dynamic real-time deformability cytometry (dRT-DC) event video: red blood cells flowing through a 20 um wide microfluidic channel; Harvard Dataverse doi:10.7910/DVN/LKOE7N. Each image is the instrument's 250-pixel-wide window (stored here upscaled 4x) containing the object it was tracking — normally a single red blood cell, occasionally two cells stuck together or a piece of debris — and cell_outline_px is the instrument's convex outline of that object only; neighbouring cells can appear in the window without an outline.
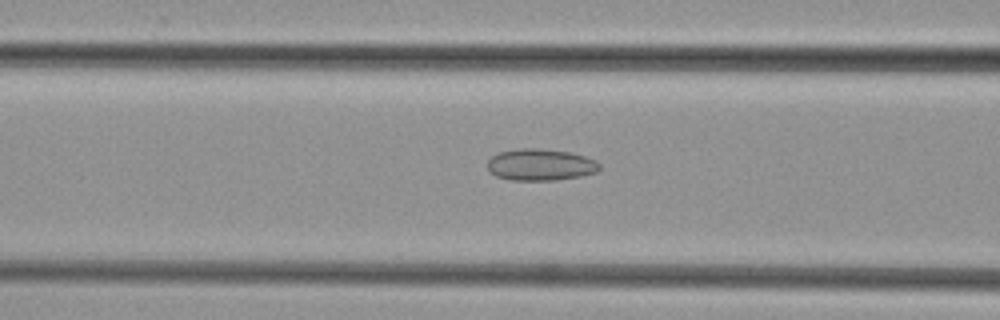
{"species": "common noctule bat (a hibernating species)", "species_latin": "Nyctalus noctula", "temperature_condition": "cold", "stored_images_in_passage": 35, "camera_frame_rate_fps": 3000, "um_per_image_px": 0.085, "animal": {"sex": "female", "body_mass_g": 29.2, "forearm_length_mm": 56.3}, "frame": {"image": 1, "passage_image": 6, "time_ms": 1.667, "image_size_px": [1000, 320], "cell_outline_px": [[600, 168], [596, 172], [580, 176], [556, 180], [512, 180], [496, 176], [488, 172], [488, 160], [496, 152], [520, 148], [536, 148], [572, 152], [596, 160], [600, 164]], "centroid_in_image_um": [45.92, 13.99], "position_along_channel_um": 120.7, "area_um2": 20.87}}
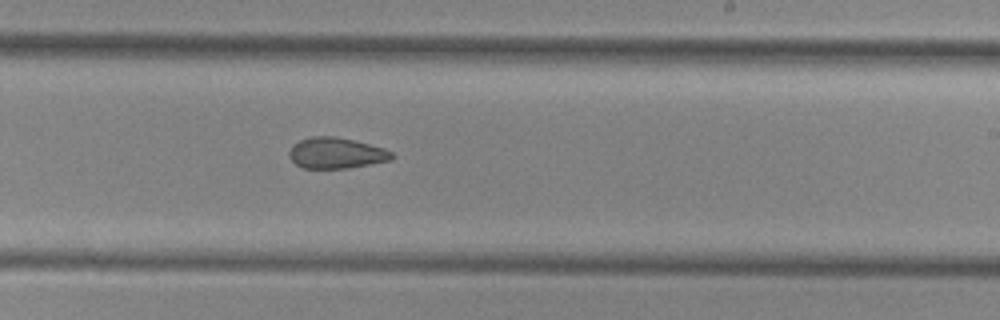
{"frame": {"image": 2, "passage_image": 16, "time_ms": 5.0, "image_size_px": [1000, 320], "cell_outline_px": [[396, 156], [392, 160], [348, 168], [304, 168], [296, 164], [288, 156], [288, 152], [292, 144], [300, 140], [312, 136], [336, 136], [384, 148], [392, 152]], "centroid_in_image_um": [28.57, 13.01], "position_along_channel_um": 260.4, "area_um2": 18.55}}
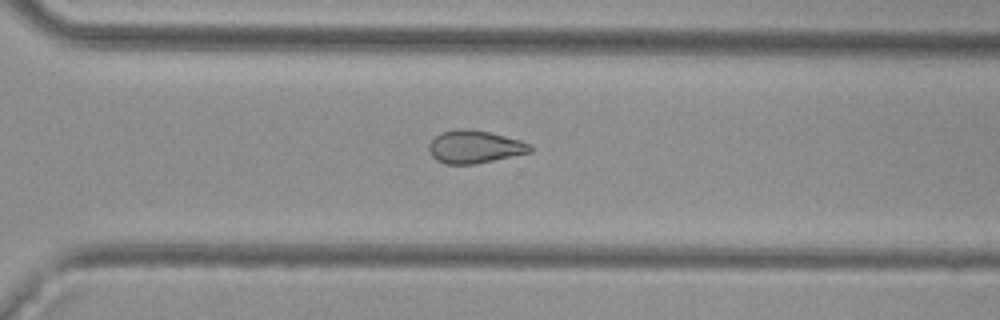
{"frame": {"image": 3, "passage_image": 21, "time_ms": 6.667, "image_size_px": [1000, 320], "cell_outline_px": [[532, 152], [472, 164], [444, 164], [436, 160], [432, 156], [428, 148], [428, 144], [440, 132], [456, 128], [468, 128], [488, 132], [520, 140], [532, 144]], "centroid_in_image_um": [40.32, 12.47], "position_along_channel_um": 330.3, "area_um2": 19.36}}